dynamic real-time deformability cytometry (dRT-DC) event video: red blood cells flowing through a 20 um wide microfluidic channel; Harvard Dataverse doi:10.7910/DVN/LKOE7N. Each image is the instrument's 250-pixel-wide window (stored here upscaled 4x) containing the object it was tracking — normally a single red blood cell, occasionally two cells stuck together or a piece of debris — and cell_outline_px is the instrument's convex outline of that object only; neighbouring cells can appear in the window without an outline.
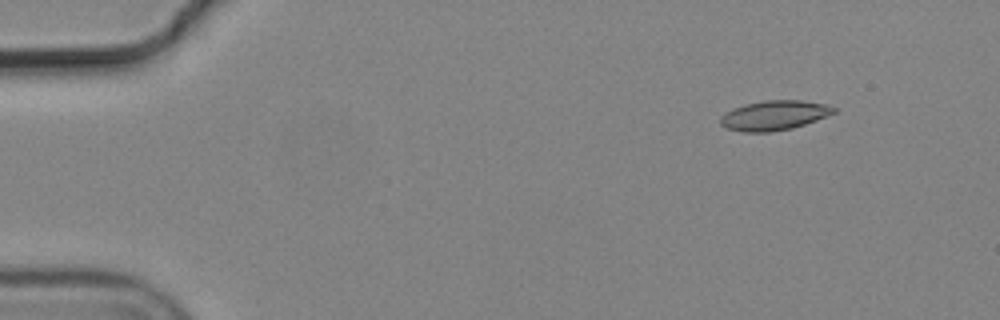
{"species": "common noctule bat (a hibernating species)", "species_latin": "Nyctalus noctula", "temperature_condition": "cold", "stored_images_in_passage": 5, "camera_frame_rate_fps": 3000, "um_per_image_px": 0.085, "animal": {"sex": "male", "body_mass_g": 19.2, "forearm_length_mm": 51.8}, "frame": {"image": 1, "passage_image": 2, "time_ms": 0.333, "image_size_px": [1000, 320], "cell_outline_px": [[836, 112], [816, 120], [792, 128], [772, 132], [740, 132], [728, 128], [720, 124], [720, 116], [732, 108], [744, 104], [764, 100], [800, 100], [824, 104], [836, 108]], "centroid_in_image_um": [65.77, 9.81], "position_along_channel_um": 19.2, "area_um2": 19.59}}